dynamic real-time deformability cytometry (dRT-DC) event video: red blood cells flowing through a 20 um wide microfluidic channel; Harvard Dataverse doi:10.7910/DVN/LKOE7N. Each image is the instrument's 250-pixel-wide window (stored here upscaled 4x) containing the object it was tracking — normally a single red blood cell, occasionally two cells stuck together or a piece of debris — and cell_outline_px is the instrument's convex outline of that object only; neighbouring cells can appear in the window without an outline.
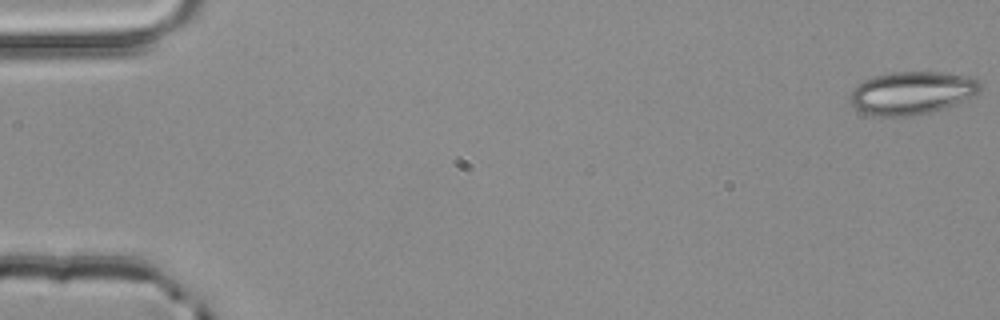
{"species": "common noctule bat (a hibernating species)", "species_latin": "Nyctalus noctula", "temperature_condition": "room temperature", "stored_images_in_passage": 5, "camera_frame_rate_fps": 3000, "um_per_image_px": 0.085, "animal": {"sex": "male", "body_mass_g": 20.4}, "frame": {"image": 1, "passage_image": 1, "time_ms": 0.0, "image_size_px": [1000, 320], "cell_outline_px": [[984, 84], [980, 92], [976, 96], [956, 104], [944, 108], [928, 112], [908, 116], [876, 116], [864, 112], [856, 108], [852, 104], [848, 96], [864, 80], [876, 76], [892, 72], [940, 72], [968, 76], [980, 80]], "centroid_in_image_um": [77.6, 7.89], "position_along_channel_um": 7.4, "area_um2": 32.54}}